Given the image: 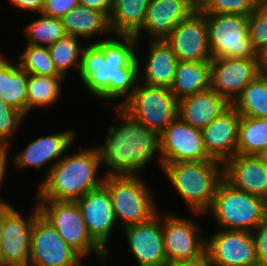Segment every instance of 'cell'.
<instances>
[{
  "instance_id": "37",
  "label": "cell",
  "mask_w": 267,
  "mask_h": 266,
  "mask_svg": "<svg viewBox=\"0 0 267 266\" xmlns=\"http://www.w3.org/2000/svg\"><path fill=\"white\" fill-rule=\"evenodd\" d=\"M248 33L257 53L267 45V14L259 6L248 15Z\"/></svg>"
},
{
  "instance_id": "22",
  "label": "cell",
  "mask_w": 267,
  "mask_h": 266,
  "mask_svg": "<svg viewBox=\"0 0 267 266\" xmlns=\"http://www.w3.org/2000/svg\"><path fill=\"white\" fill-rule=\"evenodd\" d=\"M196 9L186 0H150L142 29L135 35L140 40L142 31L149 40H165L172 30Z\"/></svg>"
},
{
  "instance_id": "1",
  "label": "cell",
  "mask_w": 267,
  "mask_h": 266,
  "mask_svg": "<svg viewBox=\"0 0 267 266\" xmlns=\"http://www.w3.org/2000/svg\"><path fill=\"white\" fill-rule=\"evenodd\" d=\"M115 36V37H114ZM112 35L83 48L79 77L95 98L124 100L136 89L139 63L136 58L139 40L135 36ZM114 37V38H113Z\"/></svg>"
},
{
  "instance_id": "26",
  "label": "cell",
  "mask_w": 267,
  "mask_h": 266,
  "mask_svg": "<svg viewBox=\"0 0 267 266\" xmlns=\"http://www.w3.org/2000/svg\"><path fill=\"white\" fill-rule=\"evenodd\" d=\"M65 32L88 41L99 34L112 36L109 18L102 12L78 5L61 18ZM107 32V34H106Z\"/></svg>"
},
{
  "instance_id": "19",
  "label": "cell",
  "mask_w": 267,
  "mask_h": 266,
  "mask_svg": "<svg viewBox=\"0 0 267 266\" xmlns=\"http://www.w3.org/2000/svg\"><path fill=\"white\" fill-rule=\"evenodd\" d=\"M75 134L73 130H65L57 132V134L40 136L13 156V165L22 170L31 167L40 169L49 164L45 176L47 177L50 169L68 153V148L74 143Z\"/></svg>"
},
{
  "instance_id": "46",
  "label": "cell",
  "mask_w": 267,
  "mask_h": 266,
  "mask_svg": "<svg viewBox=\"0 0 267 266\" xmlns=\"http://www.w3.org/2000/svg\"><path fill=\"white\" fill-rule=\"evenodd\" d=\"M189 4H191L196 10L200 8L204 0H186Z\"/></svg>"
},
{
  "instance_id": "3",
  "label": "cell",
  "mask_w": 267,
  "mask_h": 266,
  "mask_svg": "<svg viewBox=\"0 0 267 266\" xmlns=\"http://www.w3.org/2000/svg\"><path fill=\"white\" fill-rule=\"evenodd\" d=\"M101 165L96 146L76 151L73 154H65L50 169L44 182L39 186L36 198L38 200L76 201L90 190L103 184L105 176L101 178L97 176Z\"/></svg>"
},
{
  "instance_id": "18",
  "label": "cell",
  "mask_w": 267,
  "mask_h": 266,
  "mask_svg": "<svg viewBox=\"0 0 267 266\" xmlns=\"http://www.w3.org/2000/svg\"><path fill=\"white\" fill-rule=\"evenodd\" d=\"M121 232L138 266H162L167 262L160 212L148 222L125 227Z\"/></svg>"
},
{
  "instance_id": "29",
  "label": "cell",
  "mask_w": 267,
  "mask_h": 266,
  "mask_svg": "<svg viewBox=\"0 0 267 266\" xmlns=\"http://www.w3.org/2000/svg\"><path fill=\"white\" fill-rule=\"evenodd\" d=\"M63 76H40L28 73L26 116L35 107H48L56 104L61 94Z\"/></svg>"
},
{
  "instance_id": "16",
  "label": "cell",
  "mask_w": 267,
  "mask_h": 266,
  "mask_svg": "<svg viewBox=\"0 0 267 266\" xmlns=\"http://www.w3.org/2000/svg\"><path fill=\"white\" fill-rule=\"evenodd\" d=\"M178 61H211L205 15L198 10L181 21L165 39Z\"/></svg>"
},
{
  "instance_id": "17",
  "label": "cell",
  "mask_w": 267,
  "mask_h": 266,
  "mask_svg": "<svg viewBox=\"0 0 267 266\" xmlns=\"http://www.w3.org/2000/svg\"><path fill=\"white\" fill-rule=\"evenodd\" d=\"M93 240L108 253V242L117 222L111 196L102 184L76 200Z\"/></svg>"
},
{
  "instance_id": "41",
  "label": "cell",
  "mask_w": 267,
  "mask_h": 266,
  "mask_svg": "<svg viewBox=\"0 0 267 266\" xmlns=\"http://www.w3.org/2000/svg\"><path fill=\"white\" fill-rule=\"evenodd\" d=\"M113 0H79V4L104 13L108 18L112 11Z\"/></svg>"
},
{
  "instance_id": "44",
  "label": "cell",
  "mask_w": 267,
  "mask_h": 266,
  "mask_svg": "<svg viewBox=\"0 0 267 266\" xmlns=\"http://www.w3.org/2000/svg\"><path fill=\"white\" fill-rule=\"evenodd\" d=\"M162 266H209L207 259L195 261H167Z\"/></svg>"
},
{
  "instance_id": "25",
  "label": "cell",
  "mask_w": 267,
  "mask_h": 266,
  "mask_svg": "<svg viewBox=\"0 0 267 266\" xmlns=\"http://www.w3.org/2000/svg\"><path fill=\"white\" fill-rule=\"evenodd\" d=\"M210 61H178L170 91L179 101L210 88Z\"/></svg>"
},
{
  "instance_id": "9",
  "label": "cell",
  "mask_w": 267,
  "mask_h": 266,
  "mask_svg": "<svg viewBox=\"0 0 267 266\" xmlns=\"http://www.w3.org/2000/svg\"><path fill=\"white\" fill-rule=\"evenodd\" d=\"M120 107L134 119L159 134L178 117V100L170 89L139 84V82Z\"/></svg>"
},
{
  "instance_id": "51",
  "label": "cell",
  "mask_w": 267,
  "mask_h": 266,
  "mask_svg": "<svg viewBox=\"0 0 267 266\" xmlns=\"http://www.w3.org/2000/svg\"><path fill=\"white\" fill-rule=\"evenodd\" d=\"M4 147V145L0 142V150Z\"/></svg>"
},
{
  "instance_id": "12",
  "label": "cell",
  "mask_w": 267,
  "mask_h": 266,
  "mask_svg": "<svg viewBox=\"0 0 267 266\" xmlns=\"http://www.w3.org/2000/svg\"><path fill=\"white\" fill-rule=\"evenodd\" d=\"M161 165L213 160L207 153L202 129L177 117L160 133Z\"/></svg>"
},
{
  "instance_id": "40",
  "label": "cell",
  "mask_w": 267,
  "mask_h": 266,
  "mask_svg": "<svg viewBox=\"0 0 267 266\" xmlns=\"http://www.w3.org/2000/svg\"><path fill=\"white\" fill-rule=\"evenodd\" d=\"M13 5L14 9H21L22 11H28V13H42L45 0H8Z\"/></svg>"
},
{
  "instance_id": "36",
  "label": "cell",
  "mask_w": 267,
  "mask_h": 266,
  "mask_svg": "<svg viewBox=\"0 0 267 266\" xmlns=\"http://www.w3.org/2000/svg\"><path fill=\"white\" fill-rule=\"evenodd\" d=\"M25 117L22 112L0 99V142L4 146H11L10 140Z\"/></svg>"
},
{
  "instance_id": "50",
  "label": "cell",
  "mask_w": 267,
  "mask_h": 266,
  "mask_svg": "<svg viewBox=\"0 0 267 266\" xmlns=\"http://www.w3.org/2000/svg\"><path fill=\"white\" fill-rule=\"evenodd\" d=\"M266 213H267V198L265 199Z\"/></svg>"
},
{
  "instance_id": "35",
  "label": "cell",
  "mask_w": 267,
  "mask_h": 266,
  "mask_svg": "<svg viewBox=\"0 0 267 266\" xmlns=\"http://www.w3.org/2000/svg\"><path fill=\"white\" fill-rule=\"evenodd\" d=\"M259 5L254 0H204L199 12L202 14H238L248 16Z\"/></svg>"
},
{
  "instance_id": "10",
  "label": "cell",
  "mask_w": 267,
  "mask_h": 266,
  "mask_svg": "<svg viewBox=\"0 0 267 266\" xmlns=\"http://www.w3.org/2000/svg\"><path fill=\"white\" fill-rule=\"evenodd\" d=\"M161 217L167 261L207 259L206 238L197 223L169 212Z\"/></svg>"
},
{
  "instance_id": "42",
  "label": "cell",
  "mask_w": 267,
  "mask_h": 266,
  "mask_svg": "<svg viewBox=\"0 0 267 266\" xmlns=\"http://www.w3.org/2000/svg\"><path fill=\"white\" fill-rule=\"evenodd\" d=\"M10 146H4L1 150H0V187L3 184L4 180L6 179V171L8 170L7 168V162H8V157H10L11 159H13V156H11L8 152H9ZM0 200H3L2 198H0Z\"/></svg>"
},
{
  "instance_id": "20",
  "label": "cell",
  "mask_w": 267,
  "mask_h": 266,
  "mask_svg": "<svg viewBox=\"0 0 267 266\" xmlns=\"http://www.w3.org/2000/svg\"><path fill=\"white\" fill-rule=\"evenodd\" d=\"M240 118L230 105L202 129L205 149L213 160L224 163L237 155Z\"/></svg>"
},
{
  "instance_id": "8",
  "label": "cell",
  "mask_w": 267,
  "mask_h": 266,
  "mask_svg": "<svg viewBox=\"0 0 267 266\" xmlns=\"http://www.w3.org/2000/svg\"><path fill=\"white\" fill-rule=\"evenodd\" d=\"M208 43L214 58H258L248 33V16L238 14H204Z\"/></svg>"
},
{
  "instance_id": "27",
  "label": "cell",
  "mask_w": 267,
  "mask_h": 266,
  "mask_svg": "<svg viewBox=\"0 0 267 266\" xmlns=\"http://www.w3.org/2000/svg\"><path fill=\"white\" fill-rule=\"evenodd\" d=\"M17 63V64H16ZM28 72L0 55V99L26 116Z\"/></svg>"
},
{
  "instance_id": "31",
  "label": "cell",
  "mask_w": 267,
  "mask_h": 266,
  "mask_svg": "<svg viewBox=\"0 0 267 266\" xmlns=\"http://www.w3.org/2000/svg\"><path fill=\"white\" fill-rule=\"evenodd\" d=\"M267 147V118L241 116L237 154L258 155Z\"/></svg>"
},
{
  "instance_id": "48",
  "label": "cell",
  "mask_w": 267,
  "mask_h": 266,
  "mask_svg": "<svg viewBox=\"0 0 267 266\" xmlns=\"http://www.w3.org/2000/svg\"><path fill=\"white\" fill-rule=\"evenodd\" d=\"M259 7L267 14V1L259 4Z\"/></svg>"
},
{
  "instance_id": "14",
  "label": "cell",
  "mask_w": 267,
  "mask_h": 266,
  "mask_svg": "<svg viewBox=\"0 0 267 266\" xmlns=\"http://www.w3.org/2000/svg\"><path fill=\"white\" fill-rule=\"evenodd\" d=\"M210 88L233 104L261 72L258 58H214L210 61Z\"/></svg>"
},
{
  "instance_id": "30",
  "label": "cell",
  "mask_w": 267,
  "mask_h": 266,
  "mask_svg": "<svg viewBox=\"0 0 267 266\" xmlns=\"http://www.w3.org/2000/svg\"><path fill=\"white\" fill-rule=\"evenodd\" d=\"M232 106L241 116L267 118V73L250 81Z\"/></svg>"
},
{
  "instance_id": "33",
  "label": "cell",
  "mask_w": 267,
  "mask_h": 266,
  "mask_svg": "<svg viewBox=\"0 0 267 266\" xmlns=\"http://www.w3.org/2000/svg\"><path fill=\"white\" fill-rule=\"evenodd\" d=\"M77 36L66 34L51 44L49 53L57 71L65 78L70 68L75 66L79 72L83 48Z\"/></svg>"
},
{
  "instance_id": "5",
  "label": "cell",
  "mask_w": 267,
  "mask_h": 266,
  "mask_svg": "<svg viewBox=\"0 0 267 266\" xmlns=\"http://www.w3.org/2000/svg\"><path fill=\"white\" fill-rule=\"evenodd\" d=\"M207 211L219 229L253 232L266 214V205L265 199L239 190L222 179Z\"/></svg>"
},
{
  "instance_id": "38",
  "label": "cell",
  "mask_w": 267,
  "mask_h": 266,
  "mask_svg": "<svg viewBox=\"0 0 267 266\" xmlns=\"http://www.w3.org/2000/svg\"><path fill=\"white\" fill-rule=\"evenodd\" d=\"M256 242V254L260 266H267V213L252 232Z\"/></svg>"
},
{
  "instance_id": "32",
  "label": "cell",
  "mask_w": 267,
  "mask_h": 266,
  "mask_svg": "<svg viewBox=\"0 0 267 266\" xmlns=\"http://www.w3.org/2000/svg\"><path fill=\"white\" fill-rule=\"evenodd\" d=\"M24 33L28 41L27 44L43 47H49L67 34L61 19L42 13L38 19L35 18L28 25H25Z\"/></svg>"
},
{
  "instance_id": "39",
  "label": "cell",
  "mask_w": 267,
  "mask_h": 266,
  "mask_svg": "<svg viewBox=\"0 0 267 266\" xmlns=\"http://www.w3.org/2000/svg\"><path fill=\"white\" fill-rule=\"evenodd\" d=\"M78 5L79 0H45L42 14L61 19Z\"/></svg>"
},
{
  "instance_id": "15",
  "label": "cell",
  "mask_w": 267,
  "mask_h": 266,
  "mask_svg": "<svg viewBox=\"0 0 267 266\" xmlns=\"http://www.w3.org/2000/svg\"><path fill=\"white\" fill-rule=\"evenodd\" d=\"M39 215L36 203L32 213L26 218H23L15 208L6 216L0 241L2 266H29L31 232L34 221Z\"/></svg>"
},
{
  "instance_id": "6",
  "label": "cell",
  "mask_w": 267,
  "mask_h": 266,
  "mask_svg": "<svg viewBox=\"0 0 267 266\" xmlns=\"http://www.w3.org/2000/svg\"><path fill=\"white\" fill-rule=\"evenodd\" d=\"M139 176L104 177L103 185L111 196L116 220H121V229L148 222L158 214L151 187Z\"/></svg>"
},
{
  "instance_id": "4",
  "label": "cell",
  "mask_w": 267,
  "mask_h": 266,
  "mask_svg": "<svg viewBox=\"0 0 267 266\" xmlns=\"http://www.w3.org/2000/svg\"><path fill=\"white\" fill-rule=\"evenodd\" d=\"M161 169L195 216L208 213L223 179V163L217 160L176 162L162 165Z\"/></svg>"
},
{
  "instance_id": "23",
  "label": "cell",
  "mask_w": 267,
  "mask_h": 266,
  "mask_svg": "<svg viewBox=\"0 0 267 266\" xmlns=\"http://www.w3.org/2000/svg\"><path fill=\"white\" fill-rule=\"evenodd\" d=\"M149 41V53L145 59V67H140V58L136 55L139 63V81L142 80L143 82L140 83L145 85L170 89L178 60L171 46L165 40ZM142 69L144 70L142 71Z\"/></svg>"
},
{
  "instance_id": "7",
  "label": "cell",
  "mask_w": 267,
  "mask_h": 266,
  "mask_svg": "<svg viewBox=\"0 0 267 266\" xmlns=\"http://www.w3.org/2000/svg\"><path fill=\"white\" fill-rule=\"evenodd\" d=\"M37 205L40 214L83 259L94 254L106 266L108 253L90 236L76 201L37 200Z\"/></svg>"
},
{
  "instance_id": "24",
  "label": "cell",
  "mask_w": 267,
  "mask_h": 266,
  "mask_svg": "<svg viewBox=\"0 0 267 266\" xmlns=\"http://www.w3.org/2000/svg\"><path fill=\"white\" fill-rule=\"evenodd\" d=\"M230 105L222 96L209 88L180 99L178 117L195 128L203 129Z\"/></svg>"
},
{
  "instance_id": "47",
  "label": "cell",
  "mask_w": 267,
  "mask_h": 266,
  "mask_svg": "<svg viewBox=\"0 0 267 266\" xmlns=\"http://www.w3.org/2000/svg\"><path fill=\"white\" fill-rule=\"evenodd\" d=\"M257 156L267 164V147H265Z\"/></svg>"
},
{
  "instance_id": "13",
  "label": "cell",
  "mask_w": 267,
  "mask_h": 266,
  "mask_svg": "<svg viewBox=\"0 0 267 266\" xmlns=\"http://www.w3.org/2000/svg\"><path fill=\"white\" fill-rule=\"evenodd\" d=\"M82 259L41 214L35 219L29 266H83Z\"/></svg>"
},
{
  "instance_id": "21",
  "label": "cell",
  "mask_w": 267,
  "mask_h": 266,
  "mask_svg": "<svg viewBox=\"0 0 267 266\" xmlns=\"http://www.w3.org/2000/svg\"><path fill=\"white\" fill-rule=\"evenodd\" d=\"M223 179L239 190L267 198V164L257 155L237 154L226 160Z\"/></svg>"
},
{
  "instance_id": "28",
  "label": "cell",
  "mask_w": 267,
  "mask_h": 266,
  "mask_svg": "<svg viewBox=\"0 0 267 266\" xmlns=\"http://www.w3.org/2000/svg\"><path fill=\"white\" fill-rule=\"evenodd\" d=\"M150 0H113L109 25L112 35L135 36L145 20Z\"/></svg>"
},
{
  "instance_id": "34",
  "label": "cell",
  "mask_w": 267,
  "mask_h": 266,
  "mask_svg": "<svg viewBox=\"0 0 267 266\" xmlns=\"http://www.w3.org/2000/svg\"><path fill=\"white\" fill-rule=\"evenodd\" d=\"M17 57L18 65L29 74L40 76H62L56 69L48 47L27 44Z\"/></svg>"
},
{
  "instance_id": "45",
  "label": "cell",
  "mask_w": 267,
  "mask_h": 266,
  "mask_svg": "<svg viewBox=\"0 0 267 266\" xmlns=\"http://www.w3.org/2000/svg\"><path fill=\"white\" fill-rule=\"evenodd\" d=\"M259 66L262 73H267V45L258 52Z\"/></svg>"
},
{
  "instance_id": "49",
  "label": "cell",
  "mask_w": 267,
  "mask_h": 266,
  "mask_svg": "<svg viewBox=\"0 0 267 266\" xmlns=\"http://www.w3.org/2000/svg\"><path fill=\"white\" fill-rule=\"evenodd\" d=\"M254 1L259 5V4H261V3H263V2H265L267 0H254Z\"/></svg>"
},
{
  "instance_id": "43",
  "label": "cell",
  "mask_w": 267,
  "mask_h": 266,
  "mask_svg": "<svg viewBox=\"0 0 267 266\" xmlns=\"http://www.w3.org/2000/svg\"><path fill=\"white\" fill-rule=\"evenodd\" d=\"M15 207L10 205V203L5 200H0V241L2 238L3 224L6 216L14 209Z\"/></svg>"
},
{
  "instance_id": "2",
  "label": "cell",
  "mask_w": 267,
  "mask_h": 266,
  "mask_svg": "<svg viewBox=\"0 0 267 266\" xmlns=\"http://www.w3.org/2000/svg\"><path fill=\"white\" fill-rule=\"evenodd\" d=\"M114 106L118 125L108 127L104 144L98 145L101 164H106L108 176H137L158 153L160 157V134L149 129L130 116L120 106Z\"/></svg>"
},
{
  "instance_id": "11",
  "label": "cell",
  "mask_w": 267,
  "mask_h": 266,
  "mask_svg": "<svg viewBox=\"0 0 267 266\" xmlns=\"http://www.w3.org/2000/svg\"><path fill=\"white\" fill-rule=\"evenodd\" d=\"M206 258L209 266H260L251 231L218 229L206 236Z\"/></svg>"
}]
</instances>
